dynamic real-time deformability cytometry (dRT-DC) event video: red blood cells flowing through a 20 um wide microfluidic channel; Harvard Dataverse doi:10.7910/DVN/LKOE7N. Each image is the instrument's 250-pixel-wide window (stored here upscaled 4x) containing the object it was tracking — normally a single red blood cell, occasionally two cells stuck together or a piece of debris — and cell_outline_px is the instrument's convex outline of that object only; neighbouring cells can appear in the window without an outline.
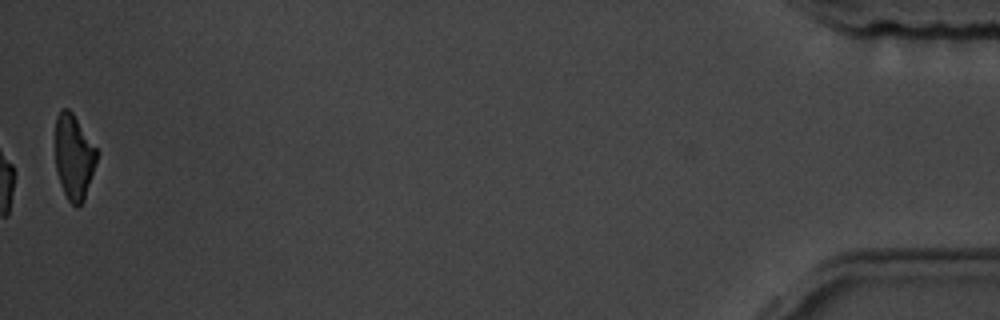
{"species": "common noctule bat (a hibernating species)", "species_latin": "Nyctalus noctula", "temperature_condition": "room temperature", "stored_images_in_passage": 15, "camera_frame_rate_fps": 3000, "um_per_image_px": 0.085, "animal": {"sex": "male", "body_mass_g": 19.5, "forearm_length_mm": 54.6}, "frame": {"image": 1, "passage_image": 15, "time_ms": 18.0, "image_size_px": [1000, 320], "cell_outline_px": [[100, 152], [84, 200], [76, 208], [68, 200], [64, 192], [56, 168], [56, 116], [64, 108], [68, 108], [72, 112]], "centroid_in_image_um": [6.31, 13.33], "position_along_channel_um": 428.9, "area_um2": 20.52}, "authors_computed_cell_mechanics": {"area_um2": 20.519, "velocity_mm_per_s": 3.7666, "shape_relaxation_time_tau1_ms": 9.0228, "shape_relaxation_time_tau2_ms": 10.1878, "deformation_change_tau1": 0.1662, "deformation_change_tau2": 0.1787}}